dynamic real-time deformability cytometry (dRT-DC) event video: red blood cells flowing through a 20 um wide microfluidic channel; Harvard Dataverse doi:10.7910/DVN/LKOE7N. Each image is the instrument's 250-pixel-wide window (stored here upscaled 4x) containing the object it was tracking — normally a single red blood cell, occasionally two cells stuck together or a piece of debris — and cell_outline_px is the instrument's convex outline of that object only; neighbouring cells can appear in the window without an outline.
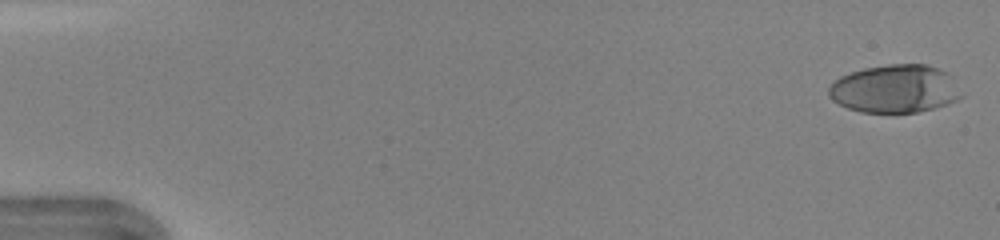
{"species": "human", "species_latin": "Homo sapiens", "temperature_condition": "warm", "stored_images_in_passage": 47, "camera_frame_rate_fps": 3000, "um_per_image_px": 0.085, "donor": {"sex": "female"}, "frame": {"image": 1, "passage_image": 1, "time_ms": 0.0, "image_size_px": [1000, 240], "cell_outline_px": [[964, 96], [948, 104], [916, 112], [860, 112], [848, 108], [832, 100], [828, 96], [828, 88], [840, 76], [864, 68], [888, 64], [928, 64], [948, 72]], "centroid_in_image_um": [76.08, 7.54], "position_along_channel_um": 8.9, "area_um2": 37.17}}
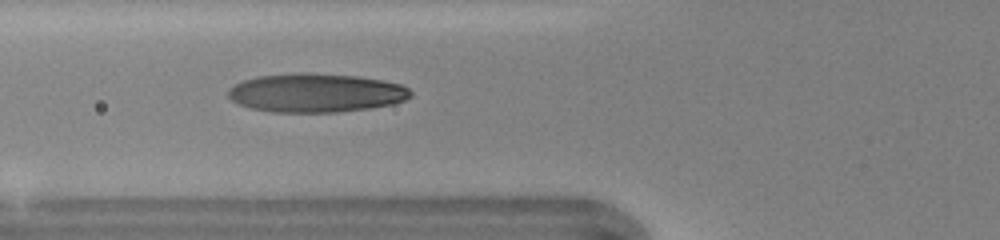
{"frame": {"image": 2, "passage_image": 18, "time_ms": 5.667, "image_size_px": [1000, 240], "cell_outline_px": [[412, 96], [404, 100], [392, 104], [372, 108], [336, 112], [272, 112], [252, 108], [240, 104], [232, 100], [228, 96], [228, 88], [240, 80], [260, 76], [356, 76], [380, 80], [400, 84], [408, 88], [412, 92]], "centroid_in_image_um": [26.87, 7.94], "position_along_channel_um": 98.9, "area_um2": 39.82}}
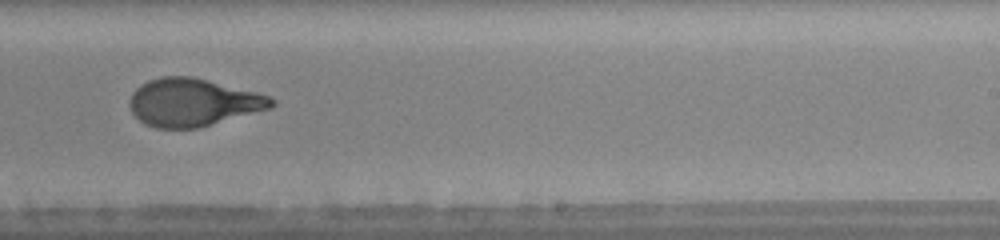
{"frame": {"image": 3, "passage_image": 30, "time_ms": 9.667, "image_size_px": [1000, 240], "cell_outline_px": [[276, 104], [272, 108], [196, 128], [156, 128], [144, 124], [132, 112], [128, 104], [128, 100], [132, 92], [140, 84], [148, 80], [160, 76], [192, 76], [256, 92], [268, 96], [276, 100]], "centroid_in_image_um": [16.37, 8.69], "position_along_channel_um": 272.6, "area_um2": 39.54}, "authors_computed_cell_mechanics": {"area_um2": 39.6508, "velocity_mm_per_s": 4.3297, "shape_relaxation_time_tau1_ms": 4.1786, "shape_relaxation_time_tau2_ms": 0.6364, "deformation_change_tau1": 0.2235, "deformation_change_tau2": 0.0762}}